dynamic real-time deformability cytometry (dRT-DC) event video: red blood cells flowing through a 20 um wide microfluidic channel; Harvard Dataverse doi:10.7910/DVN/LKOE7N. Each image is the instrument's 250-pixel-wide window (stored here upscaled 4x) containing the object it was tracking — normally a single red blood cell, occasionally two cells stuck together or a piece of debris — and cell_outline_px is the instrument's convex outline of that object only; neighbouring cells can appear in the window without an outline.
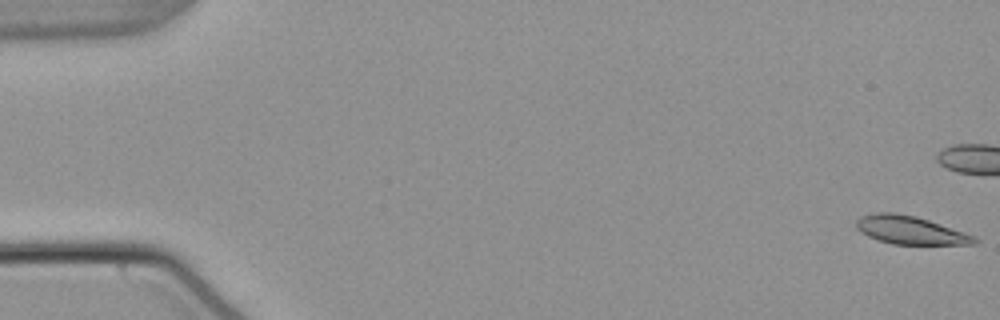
{"species": "common noctule bat (a hibernating species)", "species_latin": "Nyctalus noctula", "temperature_condition": "warm", "stored_images_in_passage": 55, "camera_frame_rate_fps": 3000, "um_per_image_px": 0.085, "animal": {"sex": "male", "body_mass_g": 21.5, "forearm_length_mm": 52.0}, "frame": {"image": 1, "passage_image": 1, "time_ms": 0.0, "image_size_px": [1000, 320], "cell_outline_px": [[980, 240], [976, 244], [892, 244], [868, 236], [860, 232], [856, 228], [856, 220], [860, 216], [876, 212], [896, 212], [916, 216], [976, 236]], "centroid_in_image_um": [77.36, 19.55], "position_along_channel_um": 7.6, "area_um2": 19.42}}
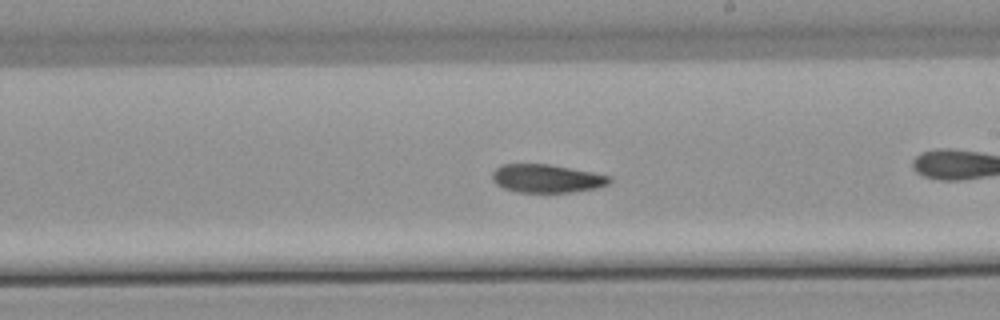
{"frame": {"image": 2, "passage_image": 32, "time_ms": 10.333, "image_size_px": [1000, 320], "cell_outline_px": [[612, 180], [608, 184], [596, 188], [568, 192], [516, 192], [504, 188], [496, 184], [492, 180], [492, 172], [496, 168], [504, 164], [548, 164], [592, 172], [612, 176]], "centroid_in_image_um": [46.46, 15.17], "position_along_channel_um": 242.5, "area_um2": 19.25}, "authors_computed_cell_mechanics": {"area_um2": 19.8832, "velocity_mm_per_s": 3.7965, "shape_relaxation_time_tau1_ms": 9.9238, "shape_relaxation_time_tau2_ms": null, "deformation_change_tau1": 0.1824, "deformation_change_tau2": null}}